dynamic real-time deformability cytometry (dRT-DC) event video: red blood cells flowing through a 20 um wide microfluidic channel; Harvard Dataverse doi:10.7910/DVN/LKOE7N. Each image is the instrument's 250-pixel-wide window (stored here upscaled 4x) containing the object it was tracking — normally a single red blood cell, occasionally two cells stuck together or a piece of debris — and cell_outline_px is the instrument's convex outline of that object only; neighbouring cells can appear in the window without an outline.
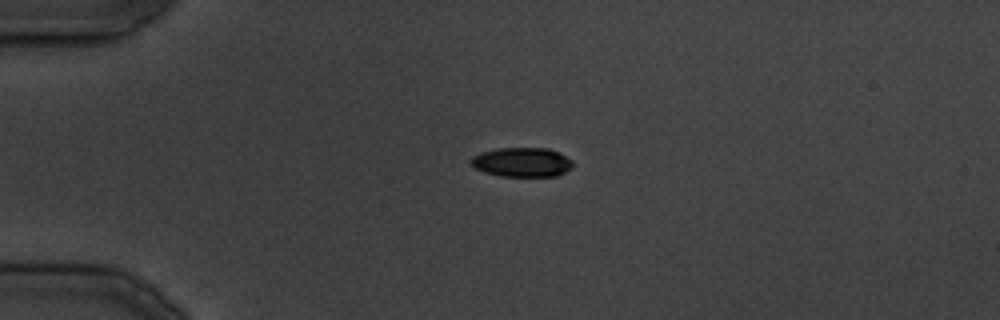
{"species": "common noctule bat (a hibernating species)", "species_latin": "Nyctalus noctula", "temperature_condition": "cold", "stored_images_in_passage": 27, "camera_frame_rate_fps": 3000, "um_per_image_px": 0.085, "animal": {"sex": "male", "body_mass_g": 19.5, "forearm_length_mm": 54.6}, "frame": {"image": 1, "passage_image": 1, "time_ms": 0.0, "image_size_px": [1000, 320], "cell_outline_px": [[572, 168], [556, 176], [500, 176], [484, 172], [476, 168], [468, 160], [472, 156], [480, 152], [496, 148], [548, 148], [560, 152], [572, 160]], "centroid_in_image_um": [44.36, 13.77], "position_along_channel_um": 40.6, "area_um2": 17.57}}
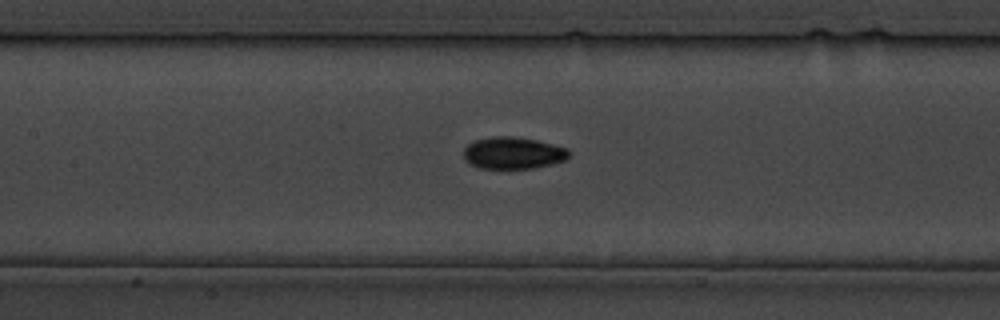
{"frame": {"image": 2, "passage_image": 9, "time_ms": 10.0, "image_size_px": [1000, 320], "cell_outline_px": [[568, 160], [552, 164], [532, 168], [480, 168], [472, 164], [464, 156], [464, 148], [468, 144], [476, 140], [492, 136], [512, 136], [536, 140], [568, 148]], "centroid_in_image_um": [43.64, 13.0], "position_along_channel_um": 163.8, "area_um2": 19.42}}
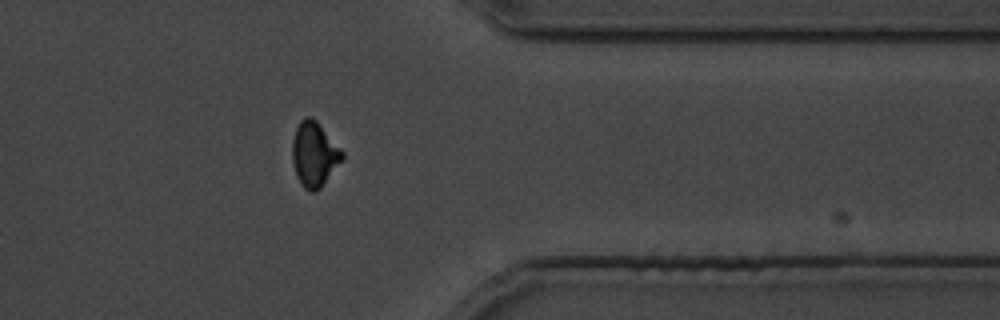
{"frame": {"image": 3, "passage_image": 21, "time_ms": 24.667, "image_size_px": [1000, 320], "cell_outline_px": [[344, 160], [320, 188], [316, 192], [312, 192], [304, 188], [300, 184], [296, 176], [292, 160], [292, 140], [296, 128], [300, 120], [304, 116], [312, 116], [316, 120], [344, 152]], "centroid_in_image_um": [26.72, 13.11], "position_along_channel_um": 384.7, "area_um2": 19.13}}